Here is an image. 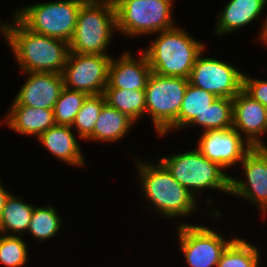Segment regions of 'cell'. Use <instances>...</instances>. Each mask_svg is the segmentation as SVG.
I'll use <instances>...</instances> for the list:
<instances>
[{
    "label": "cell",
    "instance_id": "6da1fadb",
    "mask_svg": "<svg viewBox=\"0 0 267 267\" xmlns=\"http://www.w3.org/2000/svg\"><path fill=\"white\" fill-rule=\"evenodd\" d=\"M10 25L9 45L24 72L62 74L70 52L69 43L32 32L16 17Z\"/></svg>",
    "mask_w": 267,
    "mask_h": 267
},
{
    "label": "cell",
    "instance_id": "7a4b0ae2",
    "mask_svg": "<svg viewBox=\"0 0 267 267\" xmlns=\"http://www.w3.org/2000/svg\"><path fill=\"white\" fill-rule=\"evenodd\" d=\"M184 31L173 27L159 32L155 41L143 52L152 72L189 79L194 63L205 46Z\"/></svg>",
    "mask_w": 267,
    "mask_h": 267
},
{
    "label": "cell",
    "instance_id": "3957f363",
    "mask_svg": "<svg viewBox=\"0 0 267 267\" xmlns=\"http://www.w3.org/2000/svg\"><path fill=\"white\" fill-rule=\"evenodd\" d=\"M117 29L113 1L86 0L80 7L69 50L79 54H105L113 30Z\"/></svg>",
    "mask_w": 267,
    "mask_h": 267
},
{
    "label": "cell",
    "instance_id": "277c9868",
    "mask_svg": "<svg viewBox=\"0 0 267 267\" xmlns=\"http://www.w3.org/2000/svg\"><path fill=\"white\" fill-rule=\"evenodd\" d=\"M145 197L167 217L188 215L195 210V196L183 187L159 161L158 165L136 159Z\"/></svg>",
    "mask_w": 267,
    "mask_h": 267
},
{
    "label": "cell",
    "instance_id": "5b68a950",
    "mask_svg": "<svg viewBox=\"0 0 267 267\" xmlns=\"http://www.w3.org/2000/svg\"><path fill=\"white\" fill-rule=\"evenodd\" d=\"M159 161L194 196V192L205 188H214L230 194L231 176L225 174L222 167L207 159L197 148L163 157Z\"/></svg>",
    "mask_w": 267,
    "mask_h": 267
},
{
    "label": "cell",
    "instance_id": "8992f818",
    "mask_svg": "<svg viewBox=\"0 0 267 267\" xmlns=\"http://www.w3.org/2000/svg\"><path fill=\"white\" fill-rule=\"evenodd\" d=\"M86 0H63L18 9L15 17L34 33L71 41L81 5Z\"/></svg>",
    "mask_w": 267,
    "mask_h": 267
},
{
    "label": "cell",
    "instance_id": "52a82bcc",
    "mask_svg": "<svg viewBox=\"0 0 267 267\" xmlns=\"http://www.w3.org/2000/svg\"><path fill=\"white\" fill-rule=\"evenodd\" d=\"M189 79L161 76L151 72L145 87L146 113L152 117L155 130L162 135L176 128V118Z\"/></svg>",
    "mask_w": 267,
    "mask_h": 267
},
{
    "label": "cell",
    "instance_id": "ba28073f",
    "mask_svg": "<svg viewBox=\"0 0 267 267\" xmlns=\"http://www.w3.org/2000/svg\"><path fill=\"white\" fill-rule=\"evenodd\" d=\"M173 0H116L117 31L129 36L147 35L175 27Z\"/></svg>",
    "mask_w": 267,
    "mask_h": 267
},
{
    "label": "cell",
    "instance_id": "9c48e42d",
    "mask_svg": "<svg viewBox=\"0 0 267 267\" xmlns=\"http://www.w3.org/2000/svg\"><path fill=\"white\" fill-rule=\"evenodd\" d=\"M111 60L112 57L107 54L69 52L62 72L64 87L88 95L103 94L108 83Z\"/></svg>",
    "mask_w": 267,
    "mask_h": 267
},
{
    "label": "cell",
    "instance_id": "30bf717a",
    "mask_svg": "<svg viewBox=\"0 0 267 267\" xmlns=\"http://www.w3.org/2000/svg\"><path fill=\"white\" fill-rule=\"evenodd\" d=\"M177 229L182 252L189 267L217 266L221 255L234 240L227 241L206 226L185 223Z\"/></svg>",
    "mask_w": 267,
    "mask_h": 267
},
{
    "label": "cell",
    "instance_id": "8fae6325",
    "mask_svg": "<svg viewBox=\"0 0 267 267\" xmlns=\"http://www.w3.org/2000/svg\"><path fill=\"white\" fill-rule=\"evenodd\" d=\"M243 73L218 59H196L189 83L215 94L218 98L233 99L243 89Z\"/></svg>",
    "mask_w": 267,
    "mask_h": 267
},
{
    "label": "cell",
    "instance_id": "7c38bea8",
    "mask_svg": "<svg viewBox=\"0 0 267 267\" xmlns=\"http://www.w3.org/2000/svg\"><path fill=\"white\" fill-rule=\"evenodd\" d=\"M199 140L197 149L223 169L242 161L253 148L248 142L244 144L242 134L233 127L204 131Z\"/></svg>",
    "mask_w": 267,
    "mask_h": 267
},
{
    "label": "cell",
    "instance_id": "4fadbf2b",
    "mask_svg": "<svg viewBox=\"0 0 267 267\" xmlns=\"http://www.w3.org/2000/svg\"><path fill=\"white\" fill-rule=\"evenodd\" d=\"M245 176L243 181L231 177L230 193L252 200L267 213V151L265 148L253 147L241 161Z\"/></svg>",
    "mask_w": 267,
    "mask_h": 267
},
{
    "label": "cell",
    "instance_id": "5bb4252c",
    "mask_svg": "<svg viewBox=\"0 0 267 267\" xmlns=\"http://www.w3.org/2000/svg\"><path fill=\"white\" fill-rule=\"evenodd\" d=\"M29 78L21 87L12 105H25L43 109H54L62 89L60 73L26 72Z\"/></svg>",
    "mask_w": 267,
    "mask_h": 267
},
{
    "label": "cell",
    "instance_id": "9a60e30c",
    "mask_svg": "<svg viewBox=\"0 0 267 267\" xmlns=\"http://www.w3.org/2000/svg\"><path fill=\"white\" fill-rule=\"evenodd\" d=\"M233 128L253 147L265 148L259 134L267 133V108L243 89L233 98Z\"/></svg>",
    "mask_w": 267,
    "mask_h": 267
},
{
    "label": "cell",
    "instance_id": "2e32d148",
    "mask_svg": "<svg viewBox=\"0 0 267 267\" xmlns=\"http://www.w3.org/2000/svg\"><path fill=\"white\" fill-rule=\"evenodd\" d=\"M151 72L149 61L144 53L139 59L134 60L129 52H124L120 59L112 58L106 88L145 89Z\"/></svg>",
    "mask_w": 267,
    "mask_h": 267
},
{
    "label": "cell",
    "instance_id": "e0dca14e",
    "mask_svg": "<svg viewBox=\"0 0 267 267\" xmlns=\"http://www.w3.org/2000/svg\"><path fill=\"white\" fill-rule=\"evenodd\" d=\"M7 115L11 129L24 135L39 137L50 127L56 125L52 109H43L25 105H12Z\"/></svg>",
    "mask_w": 267,
    "mask_h": 267
},
{
    "label": "cell",
    "instance_id": "ac0fdd59",
    "mask_svg": "<svg viewBox=\"0 0 267 267\" xmlns=\"http://www.w3.org/2000/svg\"><path fill=\"white\" fill-rule=\"evenodd\" d=\"M71 128L68 125H55L43 132L38 139L61 161L81 166L84 165V159Z\"/></svg>",
    "mask_w": 267,
    "mask_h": 267
},
{
    "label": "cell",
    "instance_id": "d6986e66",
    "mask_svg": "<svg viewBox=\"0 0 267 267\" xmlns=\"http://www.w3.org/2000/svg\"><path fill=\"white\" fill-rule=\"evenodd\" d=\"M217 98L215 94L188 83L176 118V128L199 125L205 129V112Z\"/></svg>",
    "mask_w": 267,
    "mask_h": 267
},
{
    "label": "cell",
    "instance_id": "ffe728a7",
    "mask_svg": "<svg viewBox=\"0 0 267 267\" xmlns=\"http://www.w3.org/2000/svg\"><path fill=\"white\" fill-rule=\"evenodd\" d=\"M267 0H230L218 19L216 32L218 34L230 33L243 27L261 14Z\"/></svg>",
    "mask_w": 267,
    "mask_h": 267
},
{
    "label": "cell",
    "instance_id": "44dd1931",
    "mask_svg": "<svg viewBox=\"0 0 267 267\" xmlns=\"http://www.w3.org/2000/svg\"><path fill=\"white\" fill-rule=\"evenodd\" d=\"M133 122L126 114L105 103L96 120L93 134L88 139L115 142L130 130Z\"/></svg>",
    "mask_w": 267,
    "mask_h": 267
},
{
    "label": "cell",
    "instance_id": "7402d4cb",
    "mask_svg": "<svg viewBox=\"0 0 267 267\" xmlns=\"http://www.w3.org/2000/svg\"><path fill=\"white\" fill-rule=\"evenodd\" d=\"M103 95L108 105L123 112L134 122L146 113L145 89L105 88Z\"/></svg>",
    "mask_w": 267,
    "mask_h": 267
},
{
    "label": "cell",
    "instance_id": "603a6c76",
    "mask_svg": "<svg viewBox=\"0 0 267 267\" xmlns=\"http://www.w3.org/2000/svg\"><path fill=\"white\" fill-rule=\"evenodd\" d=\"M33 210L32 205L9 194L0 217L1 233L5 234L7 231L9 235L8 230H11L22 235L25 230H28Z\"/></svg>",
    "mask_w": 267,
    "mask_h": 267
},
{
    "label": "cell",
    "instance_id": "cb8c5ba5",
    "mask_svg": "<svg viewBox=\"0 0 267 267\" xmlns=\"http://www.w3.org/2000/svg\"><path fill=\"white\" fill-rule=\"evenodd\" d=\"M259 252L247 241L234 238L221 255L216 267H258Z\"/></svg>",
    "mask_w": 267,
    "mask_h": 267
},
{
    "label": "cell",
    "instance_id": "d4e9b609",
    "mask_svg": "<svg viewBox=\"0 0 267 267\" xmlns=\"http://www.w3.org/2000/svg\"><path fill=\"white\" fill-rule=\"evenodd\" d=\"M87 96L85 92L64 87L53 109L56 125L72 126Z\"/></svg>",
    "mask_w": 267,
    "mask_h": 267
},
{
    "label": "cell",
    "instance_id": "484cf974",
    "mask_svg": "<svg viewBox=\"0 0 267 267\" xmlns=\"http://www.w3.org/2000/svg\"><path fill=\"white\" fill-rule=\"evenodd\" d=\"M52 206L34 207L28 230L40 241L56 235L61 227V218Z\"/></svg>",
    "mask_w": 267,
    "mask_h": 267
},
{
    "label": "cell",
    "instance_id": "4316f807",
    "mask_svg": "<svg viewBox=\"0 0 267 267\" xmlns=\"http://www.w3.org/2000/svg\"><path fill=\"white\" fill-rule=\"evenodd\" d=\"M105 103L103 94L88 95L86 97L72 124V126L75 125L76 130L79 132L80 138L87 140L93 134L96 120Z\"/></svg>",
    "mask_w": 267,
    "mask_h": 267
},
{
    "label": "cell",
    "instance_id": "83f0119b",
    "mask_svg": "<svg viewBox=\"0 0 267 267\" xmlns=\"http://www.w3.org/2000/svg\"><path fill=\"white\" fill-rule=\"evenodd\" d=\"M233 127V99L217 98L205 112V131Z\"/></svg>",
    "mask_w": 267,
    "mask_h": 267
},
{
    "label": "cell",
    "instance_id": "f1b7e54d",
    "mask_svg": "<svg viewBox=\"0 0 267 267\" xmlns=\"http://www.w3.org/2000/svg\"><path fill=\"white\" fill-rule=\"evenodd\" d=\"M27 245L21 237L0 235V262L8 267H21L27 261Z\"/></svg>",
    "mask_w": 267,
    "mask_h": 267
},
{
    "label": "cell",
    "instance_id": "f546056e",
    "mask_svg": "<svg viewBox=\"0 0 267 267\" xmlns=\"http://www.w3.org/2000/svg\"><path fill=\"white\" fill-rule=\"evenodd\" d=\"M243 90L267 108V81L243 75Z\"/></svg>",
    "mask_w": 267,
    "mask_h": 267
},
{
    "label": "cell",
    "instance_id": "4dcf8cb0",
    "mask_svg": "<svg viewBox=\"0 0 267 267\" xmlns=\"http://www.w3.org/2000/svg\"><path fill=\"white\" fill-rule=\"evenodd\" d=\"M1 183V182H0ZM10 193H8L4 187L0 184V217L2 215V211L6 202V199Z\"/></svg>",
    "mask_w": 267,
    "mask_h": 267
},
{
    "label": "cell",
    "instance_id": "1f68e13d",
    "mask_svg": "<svg viewBox=\"0 0 267 267\" xmlns=\"http://www.w3.org/2000/svg\"><path fill=\"white\" fill-rule=\"evenodd\" d=\"M0 31H2V33L5 35V40L7 39L8 43H9V32H10V25L9 24H3L0 25Z\"/></svg>",
    "mask_w": 267,
    "mask_h": 267
},
{
    "label": "cell",
    "instance_id": "d6a6232c",
    "mask_svg": "<svg viewBox=\"0 0 267 267\" xmlns=\"http://www.w3.org/2000/svg\"><path fill=\"white\" fill-rule=\"evenodd\" d=\"M262 32L260 34V40L262 39L263 42L267 43V19L265 23L263 24Z\"/></svg>",
    "mask_w": 267,
    "mask_h": 267
},
{
    "label": "cell",
    "instance_id": "836d02e7",
    "mask_svg": "<svg viewBox=\"0 0 267 267\" xmlns=\"http://www.w3.org/2000/svg\"><path fill=\"white\" fill-rule=\"evenodd\" d=\"M102 1H113V2H115L116 0H102Z\"/></svg>",
    "mask_w": 267,
    "mask_h": 267
}]
</instances>
